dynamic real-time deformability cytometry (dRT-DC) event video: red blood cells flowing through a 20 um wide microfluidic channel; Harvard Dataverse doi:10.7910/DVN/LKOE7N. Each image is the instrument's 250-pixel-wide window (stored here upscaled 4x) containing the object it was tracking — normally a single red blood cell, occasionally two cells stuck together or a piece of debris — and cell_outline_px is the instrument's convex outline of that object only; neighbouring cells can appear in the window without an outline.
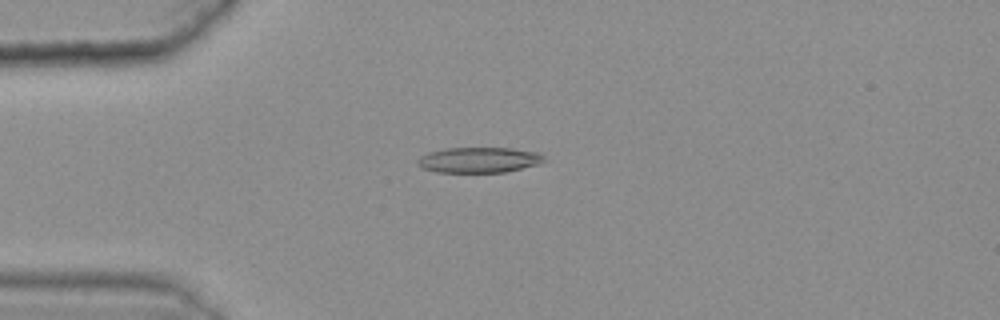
{"species": "common noctule bat (a hibernating species)", "species_latin": "Nyctalus noctula", "temperature_condition": "warm", "stored_images_in_passage": 42, "camera_frame_rate_fps": 3000, "um_per_image_px": 0.085, "animal": {"sex": "female", "body_mass_g": 25.1}, "frame": {"image": 1, "passage_image": 8, "time_ms": 2.333, "image_size_px": [1000, 320], "cell_outline_px": [[544, 160], [540, 164], [504, 172], [436, 172], [420, 168], [416, 164], [416, 160], [420, 156], [428, 152], [444, 148], [512, 148], [540, 152], [544, 156]], "centroid_in_image_um": [40.68, 13.59], "position_along_channel_um": 44.3, "area_um2": 19.02}}
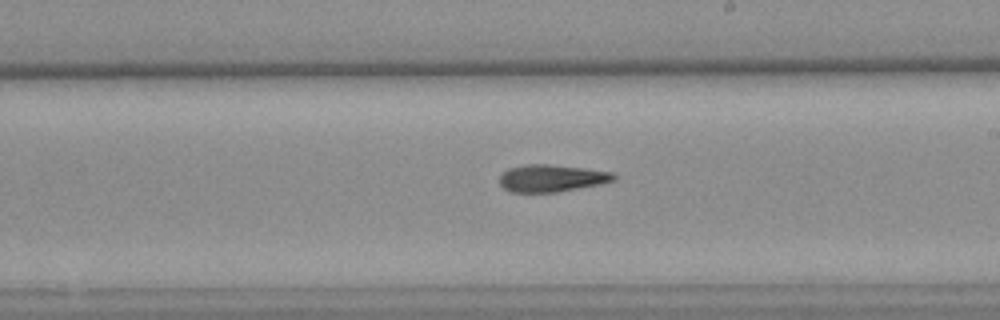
{"frame": {"image": 2, "passage_image": 26, "time_ms": 8.333, "image_size_px": [1000, 320], "cell_outline_px": [[616, 180], [600, 184], [556, 192], [512, 192], [504, 188], [500, 184], [500, 176], [508, 168], [524, 164], [548, 164], [584, 168], [612, 172], [616, 176]], "centroid_in_image_um": [46.88, 15.14], "position_along_channel_um": 242.1, "area_um2": 18.03}}
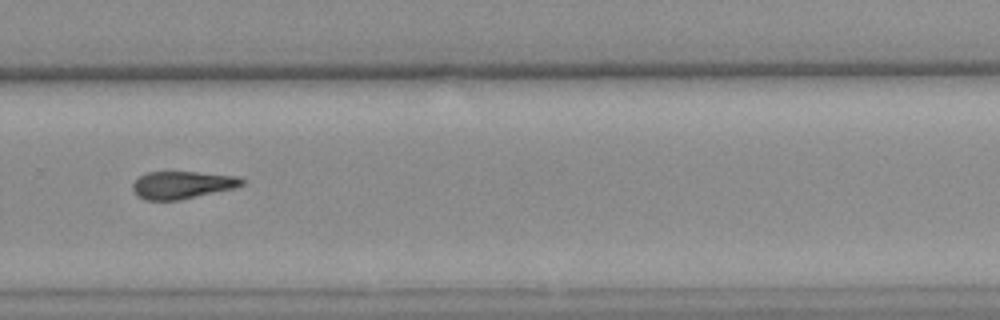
{"frame": {"image": 3, "passage_image": 32, "time_ms": 10.333, "image_size_px": [1000, 320], "cell_outline_px": [[244, 184], [232, 188], [180, 200], [144, 200], [132, 188], [132, 184], [140, 176], [148, 172], [196, 172], [240, 176], [244, 180]], "centroid_in_image_um": [15.5, 15.71], "position_along_channel_um": 314.3, "area_um2": 17.28}}